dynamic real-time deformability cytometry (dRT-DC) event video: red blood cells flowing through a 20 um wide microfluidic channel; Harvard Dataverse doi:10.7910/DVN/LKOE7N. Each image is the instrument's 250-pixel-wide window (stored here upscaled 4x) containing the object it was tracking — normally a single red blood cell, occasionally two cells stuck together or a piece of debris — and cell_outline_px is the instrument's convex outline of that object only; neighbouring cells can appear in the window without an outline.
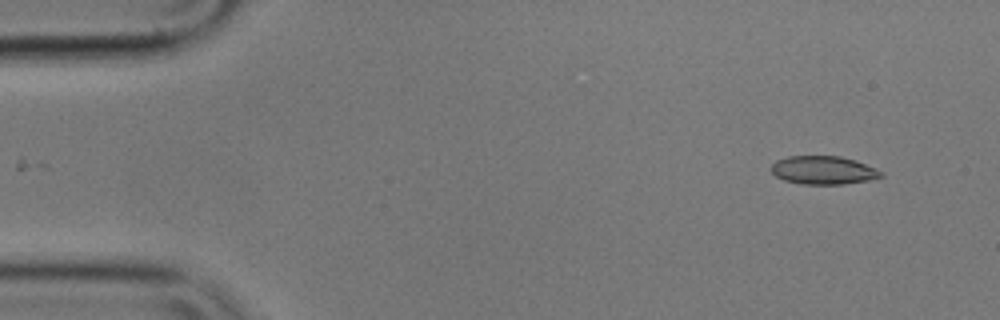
{"species": "common noctule bat (a hibernating species)", "species_latin": "Nyctalus noctula", "temperature_condition": "cold", "stored_images_in_passage": 3, "camera_frame_rate_fps": 3000, "um_per_image_px": 0.085, "animal": {"sex": "male", "body_mass_g": 17.9}, "frame": {"image": 1, "passage_image": 1, "time_ms": 0.0, "image_size_px": [1000, 320], "cell_outline_px": [[884, 176], [868, 180], [844, 184], [800, 184], [784, 180], [776, 176], [768, 168], [776, 160], [788, 156], [840, 156], [864, 164], [884, 172]], "centroid_in_image_um": [69.94, 14.47], "position_along_channel_um": 15.1, "area_um2": 18.09}}